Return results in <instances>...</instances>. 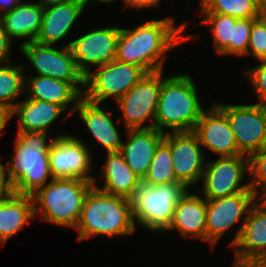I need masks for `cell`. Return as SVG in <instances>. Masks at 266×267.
Instances as JSON below:
<instances>
[{
    "mask_svg": "<svg viewBox=\"0 0 266 267\" xmlns=\"http://www.w3.org/2000/svg\"><path fill=\"white\" fill-rule=\"evenodd\" d=\"M187 22L175 26L171 17L149 20L135 28H122L117 39L115 59L142 67L147 73L163 71L166 53L189 42L185 35Z\"/></svg>",
    "mask_w": 266,
    "mask_h": 267,
    "instance_id": "6da1fadb",
    "label": "cell"
},
{
    "mask_svg": "<svg viewBox=\"0 0 266 267\" xmlns=\"http://www.w3.org/2000/svg\"><path fill=\"white\" fill-rule=\"evenodd\" d=\"M75 229L78 241L96 235L110 238L133 234L136 226L131 199L111 195L93 186L85 198Z\"/></svg>",
    "mask_w": 266,
    "mask_h": 267,
    "instance_id": "7a4b0ae2",
    "label": "cell"
},
{
    "mask_svg": "<svg viewBox=\"0 0 266 267\" xmlns=\"http://www.w3.org/2000/svg\"><path fill=\"white\" fill-rule=\"evenodd\" d=\"M47 133H16L13 144L14 153L6 164L14 193L32 195L47 184V181L53 179L49 163V148L55 137L47 141Z\"/></svg>",
    "mask_w": 266,
    "mask_h": 267,
    "instance_id": "3957f363",
    "label": "cell"
},
{
    "mask_svg": "<svg viewBox=\"0 0 266 267\" xmlns=\"http://www.w3.org/2000/svg\"><path fill=\"white\" fill-rule=\"evenodd\" d=\"M206 109L197 95L193 77L187 73L162 76L159 101L155 114V128L163 133L193 131Z\"/></svg>",
    "mask_w": 266,
    "mask_h": 267,
    "instance_id": "277c9868",
    "label": "cell"
},
{
    "mask_svg": "<svg viewBox=\"0 0 266 267\" xmlns=\"http://www.w3.org/2000/svg\"><path fill=\"white\" fill-rule=\"evenodd\" d=\"M93 186V180L53 178L32 194L34 216L40 213V219L45 222L75 229Z\"/></svg>",
    "mask_w": 266,
    "mask_h": 267,
    "instance_id": "5b68a950",
    "label": "cell"
},
{
    "mask_svg": "<svg viewBox=\"0 0 266 267\" xmlns=\"http://www.w3.org/2000/svg\"><path fill=\"white\" fill-rule=\"evenodd\" d=\"M189 189L180 182L138 186L131 198L135 226L164 233L170 226L175 207ZM137 221V222H136Z\"/></svg>",
    "mask_w": 266,
    "mask_h": 267,
    "instance_id": "8992f818",
    "label": "cell"
},
{
    "mask_svg": "<svg viewBox=\"0 0 266 267\" xmlns=\"http://www.w3.org/2000/svg\"><path fill=\"white\" fill-rule=\"evenodd\" d=\"M146 74L138 65L114 59L85 76L83 97L95 103H102L111 97L117 101Z\"/></svg>",
    "mask_w": 266,
    "mask_h": 267,
    "instance_id": "52a82bcc",
    "label": "cell"
},
{
    "mask_svg": "<svg viewBox=\"0 0 266 267\" xmlns=\"http://www.w3.org/2000/svg\"><path fill=\"white\" fill-rule=\"evenodd\" d=\"M163 73V71L147 73L116 101L119 105L117 111L121 109L126 130L155 128V114ZM147 120L149 125L146 123ZM144 124L145 126H142Z\"/></svg>",
    "mask_w": 266,
    "mask_h": 267,
    "instance_id": "ba28073f",
    "label": "cell"
},
{
    "mask_svg": "<svg viewBox=\"0 0 266 267\" xmlns=\"http://www.w3.org/2000/svg\"><path fill=\"white\" fill-rule=\"evenodd\" d=\"M19 46L20 52L31 63L38 76L70 82L84 93L82 87H85V76L78 69L69 46L61 45L58 49L53 45L35 41Z\"/></svg>",
    "mask_w": 266,
    "mask_h": 267,
    "instance_id": "9c48e42d",
    "label": "cell"
},
{
    "mask_svg": "<svg viewBox=\"0 0 266 267\" xmlns=\"http://www.w3.org/2000/svg\"><path fill=\"white\" fill-rule=\"evenodd\" d=\"M214 104L226 115L241 154L249 157L266 146V105Z\"/></svg>",
    "mask_w": 266,
    "mask_h": 267,
    "instance_id": "30bf717a",
    "label": "cell"
},
{
    "mask_svg": "<svg viewBox=\"0 0 266 267\" xmlns=\"http://www.w3.org/2000/svg\"><path fill=\"white\" fill-rule=\"evenodd\" d=\"M245 172L249 173V159L243 154L206 162L201 179L202 195L206 200H213L238 193H254L249 182L242 185Z\"/></svg>",
    "mask_w": 266,
    "mask_h": 267,
    "instance_id": "8fae6325",
    "label": "cell"
},
{
    "mask_svg": "<svg viewBox=\"0 0 266 267\" xmlns=\"http://www.w3.org/2000/svg\"><path fill=\"white\" fill-rule=\"evenodd\" d=\"M256 201L257 195L255 193H238L207 200L206 241L211 248L216 246L227 230L242 220L241 226L229 246L233 247L237 243L244 221Z\"/></svg>",
    "mask_w": 266,
    "mask_h": 267,
    "instance_id": "7c38bea8",
    "label": "cell"
},
{
    "mask_svg": "<svg viewBox=\"0 0 266 267\" xmlns=\"http://www.w3.org/2000/svg\"><path fill=\"white\" fill-rule=\"evenodd\" d=\"M81 138L73 135H56L49 148V163L53 178H79L94 180L92 154Z\"/></svg>",
    "mask_w": 266,
    "mask_h": 267,
    "instance_id": "4fadbf2b",
    "label": "cell"
},
{
    "mask_svg": "<svg viewBox=\"0 0 266 267\" xmlns=\"http://www.w3.org/2000/svg\"><path fill=\"white\" fill-rule=\"evenodd\" d=\"M120 29V26L93 29L66 44L84 76L91 71L89 66L100 67L115 59Z\"/></svg>",
    "mask_w": 266,
    "mask_h": 267,
    "instance_id": "5bb4252c",
    "label": "cell"
},
{
    "mask_svg": "<svg viewBox=\"0 0 266 267\" xmlns=\"http://www.w3.org/2000/svg\"><path fill=\"white\" fill-rule=\"evenodd\" d=\"M169 148L176 182L188 189L200 182L206 164L197 135L193 131H169Z\"/></svg>",
    "mask_w": 266,
    "mask_h": 267,
    "instance_id": "9a60e30c",
    "label": "cell"
},
{
    "mask_svg": "<svg viewBox=\"0 0 266 267\" xmlns=\"http://www.w3.org/2000/svg\"><path fill=\"white\" fill-rule=\"evenodd\" d=\"M209 108L202 113L193 130L200 145L219 157L242 155L226 115L214 103Z\"/></svg>",
    "mask_w": 266,
    "mask_h": 267,
    "instance_id": "2e32d148",
    "label": "cell"
},
{
    "mask_svg": "<svg viewBox=\"0 0 266 267\" xmlns=\"http://www.w3.org/2000/svg\"><path fill=\"white\" fill-rule=\"evenodd\" d=\"M234 247V264L266 262V208L257 200Z\"/></svg>",
    "mask_w": 266,
    "mask_h": 267,
    "instance_id": "e0dca14e",
    "label": "cell"
},
{
    "mask_svg": "<svg viewBox=\"0 0 266 267\" xmlns=\"http://www.w3.org/2000/svg\"><path fill=\"white\" fill-rule=\"evenodd\" d=\"M85 8L82 0H67L44 6L41 28L34 41L50 45L60 42L70 33Z\"/></svg>",
    "mask_w": 266,
    "mask_h": 267,
    "instance_id": "ac0fdd59",
    "label": "cell"
},
{
    "mask_svg": "<svg viewBox=\"0 0 266 267\" xmlns=\"http://www.w3.org/2000/svg\"><path fill=\"white\" fill-rule=\"evenodd\" d=\"M100 105L82 97L74 111L79 113V118L87 127L97 143L104 147L107 153L120 152L123 141L120 139L119 130L113 121V112H107Z\"/></svg>",
    "mask_w": 266,
    "mask_h": 267,
    "instance_id": "d6986e66",
    "label": "cell"
},
{
    "mask_svg": "<svg viewBox=\"0 0 266 267\" xmlns=\"http://www.w3.org/2000/svg\"><path fill=\"white\" fill-rule=\"evenodd\" d=\"M127 141L123 142L120 153L129 168L143 180L146 176L155 150L164 139L165 133L156 128L127 129Z\"/></svg>",
    "mask_w": 266,
    "mask_h": 267,
    "instance_id": "ffe728a7",
    "label": "cell"
},
{
    "mask_svg": "<svg viewBox=\"0 0 266 267\" xmlns=\"http://www.w3.org/2000/svg\"><path fill=\"white\" fill-rule=\"evenodd\" d=\"M189 189L175 207L172 222L166 232L177 230L184 238L206 242L207 200Z\"/></svg>",
    "mask_w": 266,
    "mask_h": 267,
    "instance_id": "44dd1931",
    "label": "cell"
},
{
    "mask_svg": "<svg viewBox=\"0 0 266 267\" xmlns=\"http://www.w3.org/2000/svg\"><path fill=\"white\" fill-rule=\"evenodd\" d=\"M24 92L26 97L34 100L51 102L62 106L65 110L70 108L66 120L74 114L83 94L70 82H65L49 76H26ZM73 102L74 106L70 105ZM72 106V107H70Z\"/></svg>",
    "mask_w": 266,
    "mask_h": 267,
    "instance_id": "7402d4cb",
    "label": "cell"
},
{
    "mask_svg": "<svg viewBox=\"0 0 266 267\" xmlns=\"http://www.w3.org/2000/svg\"><path fill=\"white\" fill-rule=\"evenodd\" d=\"M44 6L38 2H21L11 9L0 12V23L12 41L27 38L21 45L35 40L43 19Z\"/></svg>",
    "mask_w": 266,
    "mask_h": 267,
    "instance_id": "603a6c76",
    "label": "cell"
},
{
    "mask_svg": "<svg viewBox=\"0 0 266 267\" xmlns=\"http://www.w3.org/2000/svg\"><path fill=\"white\" fill-rule=\"evenodd\" d=\"M106 162L101 171L102 187L97 186L94 178L93 185L111 195L131 199L142 180L129 168L120 152L106 153Z\"/></svg>",
    "mask_w": 266,
    "mask_h": 267,
    "instance_id": "cb8c5ba5",
    "label": "cell"
},
{
    "mask_svg": "<svg viewBox=\"0 0 266 267\" xmlns=\"http://www.w3.org/2000/svg\"><path fill=\"white\" fill-rule=\"evenodd\" d=\"M66 110L57 104L25 97L10 111L18 117L17 132H48L52 123Z\"/></svg>",
    "mask_w": 266,
    "mask_h": 267,
    "instance_id": "d4e9b609",
    "label": "cell"
},
{
    "mask_svg": "<svg viewBox=\"0 0 266 267\" xmlns=\"http://www.w3.org/2000/svg\"><path fill=\"white\" fill-rule=\"evenodd\" d=\"M32 195L11 193L0 197V243L4 246L34 218Z\"/></svg>",
    "mask_w": 266,
    "mask_h": 267,
    "instance_id": "484cf974",
    "label": "cell"
},
{
    "mask_svg": "<svg viewBox=\"0 0 266 267\" xmlns=\"http://www.w3.org/2000/svg\"><path fill=\"white\" fill-rule=\"evenodd\" d=\"M25 66L0 64V105L11 111L21 98L25 86Z\"/></svg>",
    "mask_w": 266,
    "mask_h": 267,
    "instance_id": "4316f807",
    "label": "cell"
},
{
    "mask_svg": "<svg viewBox=\"0 0 266 267\" xmlns=\"http://www.w3.org/2000/svg\"><path fill=\"white\" fill-rule=\"evenodd\" d=\"M172 161L168 131L165 133L164 139L157 146L148 172L142 180V183L154 186L176 181Z\"/></svg>",
    "mask_w": 266,
    "mask_h": 267,
    "instance_id": "83f0119b",
    "label": "cell"
},
{
    "mask_svg": "<svg viewBox=\"0 0 266 267\" xmlns=\"http://www.w3.org/2000/svg\"><path fill=\"white\" fill-rule=\"evenodd\" d=\"M201 13H219L236 18H258L257 0H200Z\"/></svg>",
    "mask_w": 266,
    "mask_h": 267,
    "instance_id": "f1b7e54d",
    "label": "cell"
},
{
    "mask_svg": "<svg viewBox=\"0 0 266 267\" xmlns=\"http://www.w3.org/2000/svg\"><path fill=\"white\" fill-rule=\"evenodd\" d=\"M202 24L210 27L214 48L219 55H229V41H232L233 26L238 18L219 13H201Z\"/></svg>",
    "mask_w": 266,
    "mask_h": 267,
    "instance_id": "f546056e",
    "label": "cell"
},
{
    "mask_svg": "<svg viewBox=\"0 0 266 267\" xmlns=\"http://www.w3.org/2000/svg\"><path fill=\"white\" fill-rule=\"evenodd\" d=\"M250 189L258 196L266 190V146L249 157Z\"/></svg>",
    "mask_w": 266,
    "mask_h": 267,
    "instance_id": "4dcf8cb0",
    "label": "cell"
},
{
    "mask_svg": "<svg viewBox=\"0 0 266 267\" xmlns=\"http://www.w3.org/2000/svg\"><path fill=\"white\" fill-rule=\"evenodd\" d=\"M257 18H238L233 26L232 41H229V55L247 56L250 31Z\"/></svg>",
    "mask_w": 266,
    "mask_h": 267,
    "instance_id": "1f68e13d",
    "label": "cell"
},
{
    "mask_svg": "<svg viewBox=\"0 0 266 267\" xmlns=\"http://www.w3.org/2000/svg\"><path fill=\"white\" fill-rule=\"evenodd\" d=\"M251 54L254 59H266V25L260 20L256 19L253 22L247 55Z\"/></svg>",
    "mask_w": 266,
    "mask_h": 267,
    "instance_id": "d6a6232c",
    "label": "cell"
},
{
    "mask_svg": "<svg viewBox=\"0 0 266 267\" xmlns=\"http://www.w3.org/2000/svg\"><path fill=\"white\" fill-rule=\"evenodd\" d=\"M259 65L246 70V78L258 95L259 104L266 105V59L258 60Z\"/></svg>",
    "mask_w": 266,
    "mask_h": 267,
    "instance_id": "836d02e7",
    "label": "cell"
},
{
    "mask_svg": "<svg viewBox=\"0 0 266 267\" xmlns=\"http://www.w3.org/2000/svg\"><path fill=\"white\" fill-rule=\"evenodd\" d=\"M11 40L8 37V34L5 32V30L2 27V24L0 23V64H6L10 61V55H11Z\"/></svg>",
    "mask_w": 266,
    "mask_h": 267,
    "instance_id": "e575fe53",
    "label": "cell"
},
{
    "mask_svg": "<svg viewBox=\"0 0 266 267\" xmlns=\"http://www.w3.org/2000/svg\"><path fill=\"white\" fill-rule=\"evenodd\" d=\"M13 186L10 183L7 166L0 161V197L13 193Z\"/></svg>",
    "mask_w": 266,
    "mask_h": 267,
    "instance_id": "d590c367",
    "label": "cell"
},
{
    "mask_svg": "<svg viewBox=\"0 0 266 267\" xmlns=\"http://www.w3.org/2000/svg\"><path fill=\"white\" fill-rule=\"evenodd\" d=\"M161 0H124L125 8H135L137 10L143 8H157Z\"/></svg>",
    "mask_w": 266,
    "mask_h": 267,
    "instance_id": "8d00e7d4",
    "label": "cell"
},
{
    "mask_svg": "<svg viewBox=\"0 0 266 267\" xmlns=\"http://www.w3.org/2000/svg\"><path fill=\"white\" fill-rule=\"evenodd\" d=\"M10 120V111L6 107L0 105V136L4 130V127Z\"/></svg>",
    "mask_w": 266,
    "mask_h": 267,
    "instance_id": "74e56055",
    "label": "cell"
},
{
    "mask_svg": "<svg viewBox=\"0 0 266 267\" xmlns=\"http://www.w3.org/2000/svg\"><path fill=\"white\" fill-rule=\"evenodd\" d=\"M21 2V0H0V12L11 9Z\"/></svg>",
    "mask_w": 266,
    "mask_h": 267,
    "instance_id": "f35d334b",
    "label": "cell"
},
{
    "mask_svg": "<svg viewBox=\"0 0 266 267\" xmlns=\"http://www.w3.org/2000/svg\"><path fill=\"white\" fill-rule=\"evenodd\" d=\"M258 19L266 25V0L259 2Z\"/></svg>",
    "mask_w": 266,
    "mask_h": 267,
    "instance_id": "ab89813d",
    "label": "cell"
},
{
    "mask_svg": "<svg viewBox=\"0 0 266 267\" xmlns=\"http://www.w3.org/2000/svg\"><path fill=\"white\" fill-rule=\"evenodd\" d=\"M67 0H38V3L41 4L42 6H47L50 4H54V3H62L65 2Z\"/></svg>",
    "mask_w": 266,
    "mask_h": 267,
    "instance_id": "60d3db41",
    "label": "cell"
},
{
    "mask_svg": "<svg viewBox=\"0 0 266 267\" xmlns=\"http://www.w3.org/2000/svg\"><path fill=\"white\" fill-rule=\"evenodd\" d=\"M257 200L266 208V190L257 196Z\"/></svg>",
    "mask_w": 266,
    "mask_h": 267,
    "instance_id": "b9f144b4",
    "label": "cell"
},
{
    "mask_svg": "<svg viewBox=\"0 0 266 267\" xmlns=\"http://www.w3.org/2000/svg\"><path fill=\"white\" fill-rule=\"evenodd\" d=\"M82 1L84 2L85 7H87V5L89 4V2H90L91 0H82ZM93 1H94V0H93ZM95 1H97L98 3L112 4L113 2H116V1H118V0H95Z\"/></svg>",
    "mask_w": 266,
    "mask_h": 267,
    "instance_id": "7bdbcfd3",
    "label": "cell"
},
{
    "mask_svg": "<svg viewBox=\"0 0 266 267\" xmlns=\"http://www.w3.org/2000/svg\"><path fill=\"white\" fill-rule=\"evenodd\" d=\"M252 267H266V262H252Z\"/></svg>",
    "mask_w": 266,
    "mask_h": 267,
    "instance_id": "ee69618b",
    "label": "cell"
},
{
    "mask_svg": "<svg viewBox=\"0 0 266 267\" xmlns=\"http://www.w3.org/2000/svg\"><path fill=\"white\" fill-rule=\"evenodd\" d=\"M232 267H252V262L247 263V264H234L232 263Z\"/></svg>",
    "mask_w": 266,
    "mask_h": 267,
    "instance_id": "f6af8a7d",
    "label": "cell"
}]
</instances>
